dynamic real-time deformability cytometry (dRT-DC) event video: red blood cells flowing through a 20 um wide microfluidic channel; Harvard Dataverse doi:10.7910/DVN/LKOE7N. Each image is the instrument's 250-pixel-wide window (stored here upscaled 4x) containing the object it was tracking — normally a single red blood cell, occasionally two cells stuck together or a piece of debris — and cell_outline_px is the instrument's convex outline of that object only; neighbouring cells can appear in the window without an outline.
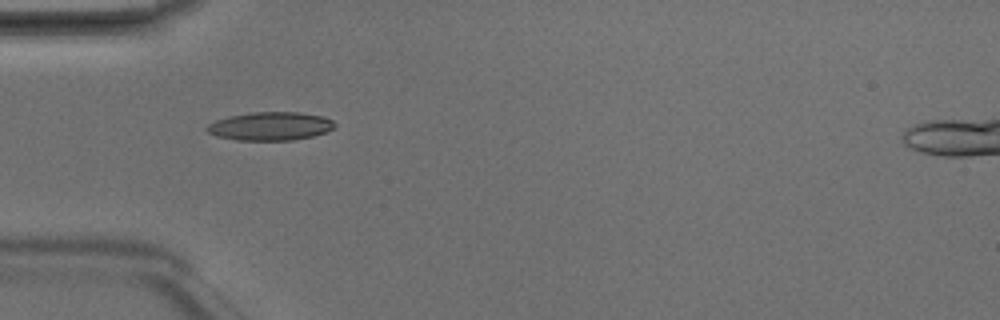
{"species": "Egyptian fruit bat (a non-hibernating species)", "species_latin": "Rousettus aegyptiacus", "temperature_condition": "room temperature", "stored_images_in_passage": 3, "camera_frame_rate_fps": 3000, "um_per_image_px": 0.085, "animal": {"sex": "male"}, "frame": {"image": 1, "passage_image": 1, "time_ms": 0.0, "image_size_px": [1000, 320], "cell_outline_px": [[336, 124], [332, 128], [324, 132], [312, 136], [292, 140], [236, 140], [216, 136], [208, 132], [204, 128], [208, 124], [216, 120], [228, 116], [252, 112], [300, 112], [324, 116], [332, 120]], "centroid_in_image_um": [22.95, 10.72], "position_along_channel_um": 62.1, "area_um2": 21.15}}
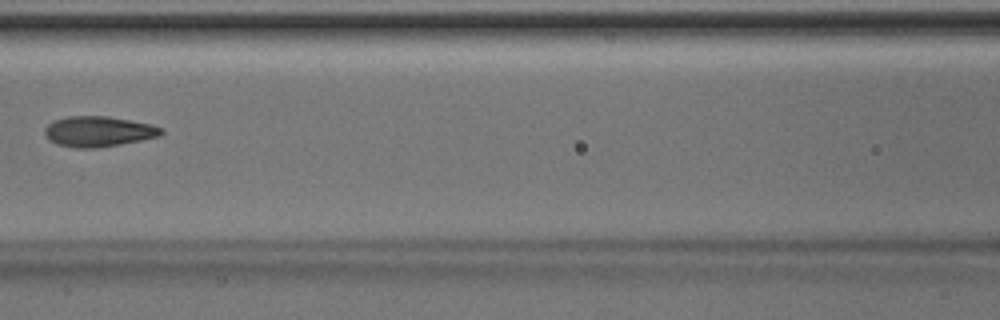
{"frame": {"image": 2, "passage_image": 3, "time_ms": 0.667, "image_size_px": [1000, 320], "cell_outline_px": [[164, 132], [160, 136], [120, 144], [96, 148], [72, 148], [56, 144], [48, 140], [44, 136], [44, 128], [52, 120], [68, 116], [108, 116], [152, 124], [160, 128]], "centroid_in_image_um": [8.3, 11.18], "position_along_channel_um": 158.3, "area_um2": 20.87}}